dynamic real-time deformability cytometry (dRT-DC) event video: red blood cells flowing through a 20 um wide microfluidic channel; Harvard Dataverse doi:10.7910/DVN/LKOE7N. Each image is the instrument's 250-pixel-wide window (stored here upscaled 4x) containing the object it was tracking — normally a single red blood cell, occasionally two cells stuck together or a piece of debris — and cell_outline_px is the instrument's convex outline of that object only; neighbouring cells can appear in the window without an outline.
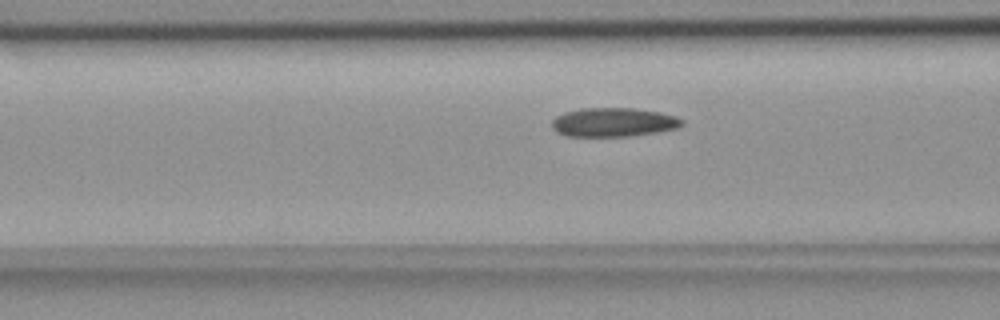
{"species": "common noctule bat (a hibernating species)", "species_latin": "Nyctalus noctula", "temperature_condition": "room temperature", "stored_images_in_passage": 44, "camera_frame_rate_fps": 3000, "um_per_image_px": 0.085, "animal": {"sex": "female", "body_mass_g": 18.4}, "frame": {"image": 1, "passage_image": 10, "time_ms": 3.0, "image_size_px": [1000, 320], "cell_outline_px": [[684, 124], [680, 128], [632, 136], [564, 136], [556, 132], [552, 128], [552, 120], [556, 116], [564, 112], [580, 108], [636, 108], [660, 112], [676, 116], [684, 120]], "centroid_in_image_um": [52.16, 10.39], "position_along_channel_um": 114.4, "area_um2": 22.25}}
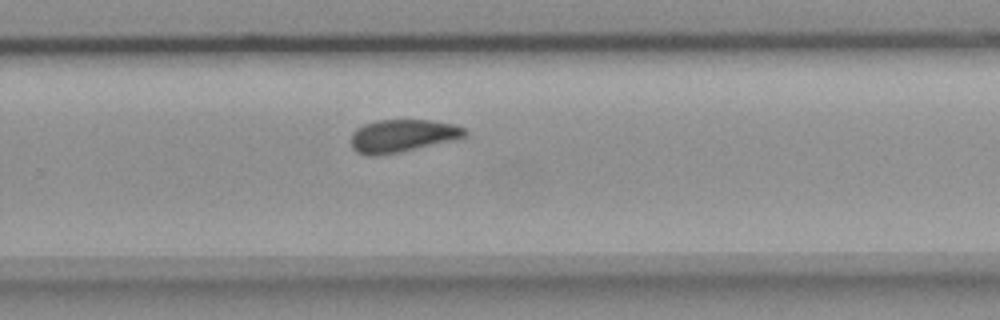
{"frame": {"image": 2, "passage_image": 25, "time_ms": 8.0, "image_size_px": [1000, 320], "cell_outline_px": [[468, 136], [452, 140], [380, 156], [368, 156], [356, 152], [352, 148], [352, 132], [356, 128], [364, 124], [376, 120], [432, 120], [456, 124], [464, 128], [468, 132]], "centroid_in_image_um": [34.2, 11.53], "position_along_channel_um": 295.6, "area_um2": 21.79}}
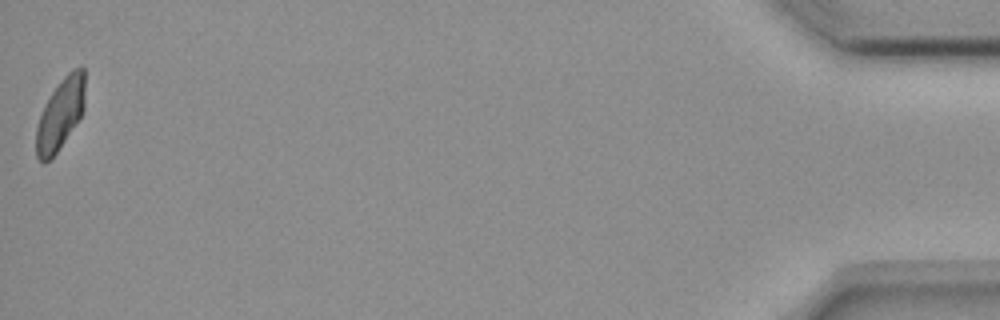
{"frame": {"image": 3, "passage_image": 44, "time_ms": 14.333, "image_size_px": [1000, 320], "cell_outline_px": [[84, 108], [80, 116], [56, 152], [44, 164], [36, 156], [36, 128], [44, 104], [60, 80], [72, 68], [80, 64], [84, 68]], "centroid_in_image_um": [5.12, 9.64], "position_along_channel_um": 430.1, "area_um2": 19.94}, "authors_computed_cell_mechanics": {"area_um2": 21.8773, "velocity_mm_per_s": 3.6359, "shape_relaxation_time_tau1_ms": 5.5734, "shape_relaxation_time_tau2_ms": 10.0828, "deformation_change_tau1": 0.1206, "deformation_change_tau2": 0.149}}